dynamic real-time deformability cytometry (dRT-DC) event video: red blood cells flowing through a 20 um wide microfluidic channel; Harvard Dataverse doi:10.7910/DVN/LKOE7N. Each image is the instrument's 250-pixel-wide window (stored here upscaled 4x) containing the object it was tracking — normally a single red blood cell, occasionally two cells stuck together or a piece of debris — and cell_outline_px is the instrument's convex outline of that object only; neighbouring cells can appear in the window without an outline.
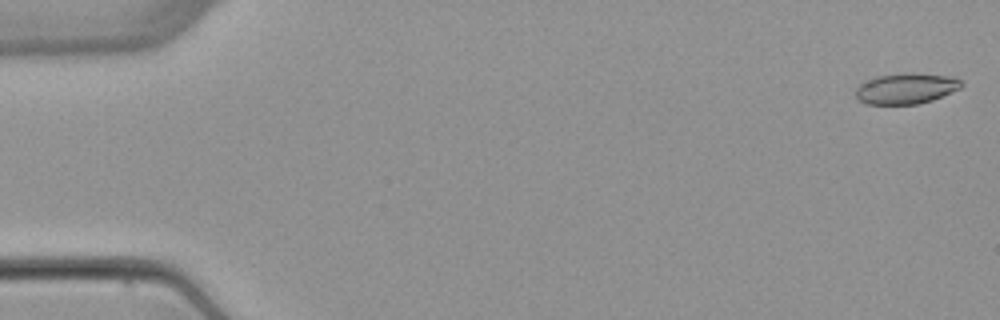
{"species": "common noctule bat (a hibernating species)", "species_latin": "Nyctalus noctula", "temperature_condition": "warm", "stored_images_in_passage": 4, "camera_frame_rate_fps": 3000, "um_per_image_px": 0.085, "animal": {"sex": "female", "body_mass_g": 22.7, "forearm_length_mm": 54.2}, "frame": {"image": 1, "passage_image": 1, "time_ms": 0.0, "image_size_px": [1000, 320], "cell_outline_px": [[964, 84], [960, 88], [932, 100], [916, 104], [868, 104], [856, 100], [856, 88], [860, 84], [876, 76], [904, 72], [912, 72], [956, 76]], "centroid_in_image_um": [77.03, 7.5], "position_along_channel_um": 8.0, "area_um2": 19.19}}
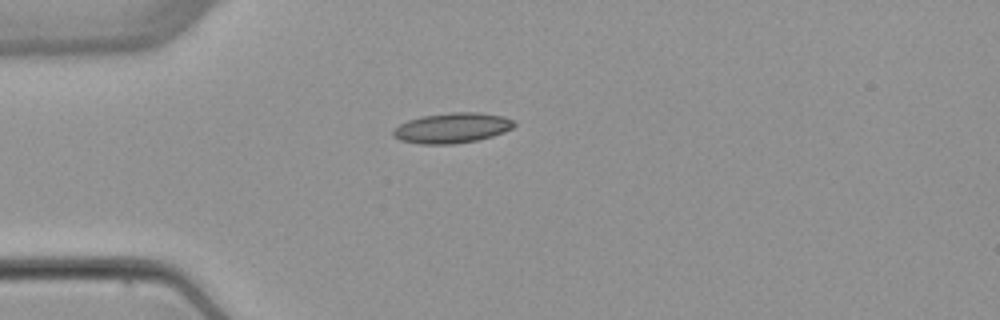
{"frame": {"image": 2, "passage_image": 4, "time_ms": 4.333, "image_size_px": [1000, 320], "cell_outline_px": [[516, 124], [512, 128], [504, 132], [492, 136], [476, 140], [456, 144], [420, 144], [400, 140], [392, 136], [392, 128], [408, 120], [424, 116], [452, 112], [476, 112], [504, 116], [516, 120]], "centroid_in_image_um": [38.43, 10.88], "position_along_channel_um": 46.6, "area_um2": 21.44}}